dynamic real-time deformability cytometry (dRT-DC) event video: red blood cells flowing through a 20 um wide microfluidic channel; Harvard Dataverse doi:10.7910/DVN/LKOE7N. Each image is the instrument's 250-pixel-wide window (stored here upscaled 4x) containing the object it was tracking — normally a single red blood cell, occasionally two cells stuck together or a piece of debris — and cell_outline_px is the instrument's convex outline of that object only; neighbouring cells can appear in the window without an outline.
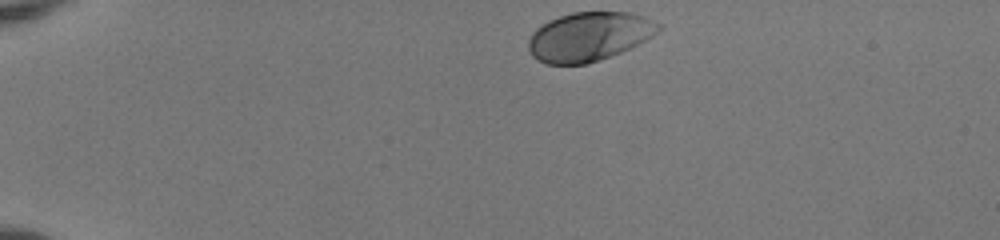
{"species": "human", "species_latin": "Homo sapiens", "temperature_condition": "room temperature", "stored_images_in_passage": 38, "camera_frame_rate_fps": 3000, "um_per_image_px": 0.085, "donor": {"sex": "female"}, "frame": {"image": 1, "passage_image": 1, "time_ms": 0.0, "image_size_px": [1000, 240], "cell_outline_px": [[664, 24], [652, 36], [620, 52], [588, 64], [548, 64], [532, 56], [528, 48], [528, 40], [532, 32], [536, 28], [548, 20], [572, 12], [632, 12], [644, 16]], "centroid_in_image_um": [50.06, 3.09], "position_along_channel_um": 34.9, "area_um2": 37.05}}
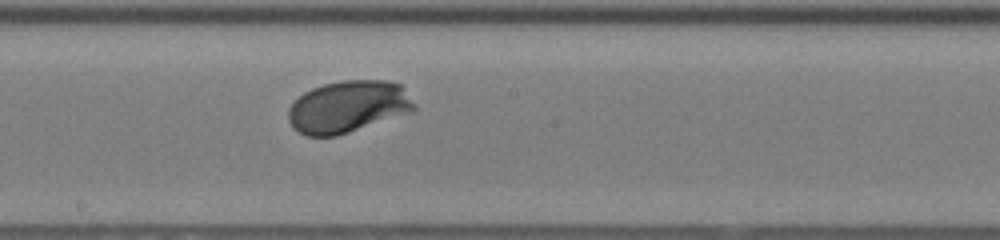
{"frame": {"image": 2, "passage_image": 21, "time_ms": 6.667, "image_size_px": [1000, 240], "cell_outline_px": [[416, 108], [412, 112], [336, 136], [304, 136], [292, 128], [288, 120], [288, 108], [304, 92], [312, 88], [324, 84], [344, 80], [388, 80], [400, 84], [416, 104]], "centroid_in_image_um": [29.58, 9.07], "position_along_channel_um": 218.6, "area_um2": 38.26}}
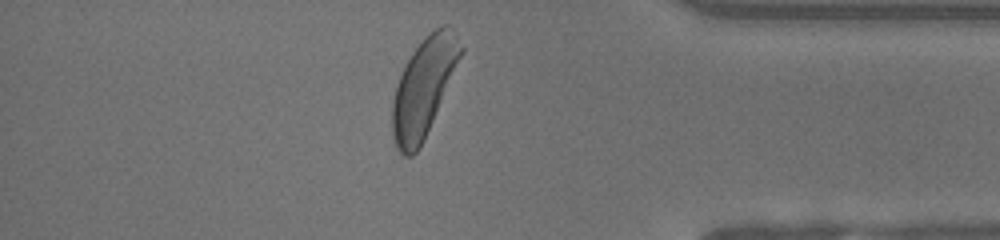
{"frame": {"image": 3, "passage_image": 36, "time_ms": 11.667, "image_size_px": [1000, 240], "cell_outline_px": [[464, 52], [424, 140], [420, 148], [412, 156], [404, 156], [396, 148], [392, 136], [392, 100], [400, 76], [412, 52], [440, 24], [448, 24], [452, 28], [464, 48]], "centroid_in_image_um": [36.03, 7.46], "position_along_channel_um": 399.2, "area_um2": 38.84}, "authors_computed_cell_mechanics": {"area_um2": 36.8186, "velocity_mm_per_s": 3.9501, "shape_relaxation_time_tau1_ms": 1.8095, "shape_relaxation_time_tau2_ms": null, "deformation_change_tau1": 0.1466, "deformation_change_tau2": null}}